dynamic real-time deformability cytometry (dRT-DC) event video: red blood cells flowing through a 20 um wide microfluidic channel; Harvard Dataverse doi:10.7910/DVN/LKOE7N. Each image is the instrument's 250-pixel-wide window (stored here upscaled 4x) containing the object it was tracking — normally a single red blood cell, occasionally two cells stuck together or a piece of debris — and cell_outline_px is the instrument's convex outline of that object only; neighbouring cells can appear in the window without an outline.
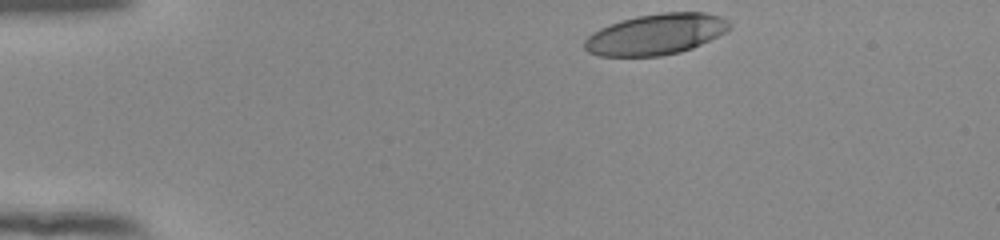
{"species": "human", "species_latin": "Homo sapiens", "temperature_condition": "room temperature", "stored_images_in_passage": 37, "camera_frame_rate_fps": 3000, "um_per_image_px": 0.085, "donor": {"sex": "female"}, "frame": {"image": 1, "passage_image": 1, "time_ms": 0.0, "image_size_px": [1000, 240], "cell_outline_px": [[732, 28], [692, 48], [680, 52], [660, 56], [600, 56], [588, 52], [584, 48], [584, 40], [588, 36], [600, 28], [620, 20], [636, 16], [664, 12], [704, 12], [720, 16], [728, 20], [732, 24]], "centroid_in_image_um": [55.75, 2.91], "position_along_channel_um": 29.3, "area_um2": 34.51}}
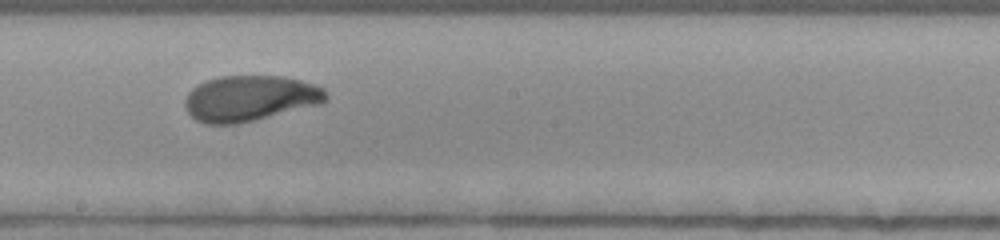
{"frame": {"image": 2, "passage_image": 22, "time_ms": 7.0, "image_size_px": [1000, 240], "cell_outline_px": [[328, 100], [320, 104], [256, 120], [236, 124], [204, 124], [196, 120], [188, 112], [184, 104], [184, 100], [188, 92], [196, 84], [220, 76], [284, 76], [300, 80], [324, 88], [328, 96]], "centroid_in_image_um": [21.23, 8.36], "position_along_channel_um": 227.0, "area_um2": 37.74}}
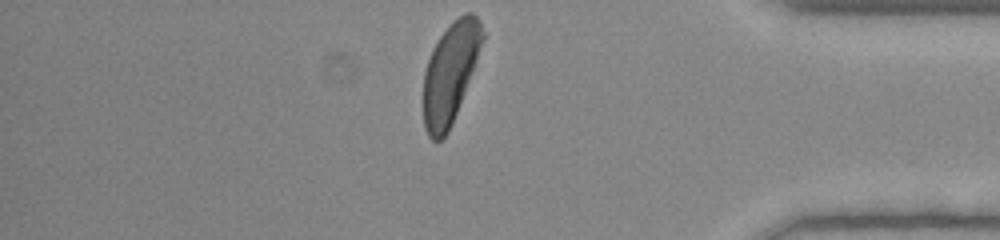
{"frame": {"image": 3, "passage_image": 37, "time_ms": 12.0, "image_size_px": [1000, 240], "cell_outline_px": [[484, 40], [452, 124], [448, 132], [440, 140], [432, 140], [428, 136], [424, 128], [424, 72], [432, 48], [440, 36], [464, 12], [472, 12], [480, 20], [484, 32]], "centroid_in_image_um": [38.27, 6.2], "position_along_channel_um": 396.9, "area_um2": 33.99}, "authors_computed_cell_mechanics": {"area_um2": 36.703, "velocity_mm_per_s": 3.8883, "shape_relaxation_time_tau1_ms": 2.991, "shape_relaxation_time_tau2_ms": 1.1928, "deformation_change_tau1": 0.1539, "deformation_change_tau2": 0.0587}}